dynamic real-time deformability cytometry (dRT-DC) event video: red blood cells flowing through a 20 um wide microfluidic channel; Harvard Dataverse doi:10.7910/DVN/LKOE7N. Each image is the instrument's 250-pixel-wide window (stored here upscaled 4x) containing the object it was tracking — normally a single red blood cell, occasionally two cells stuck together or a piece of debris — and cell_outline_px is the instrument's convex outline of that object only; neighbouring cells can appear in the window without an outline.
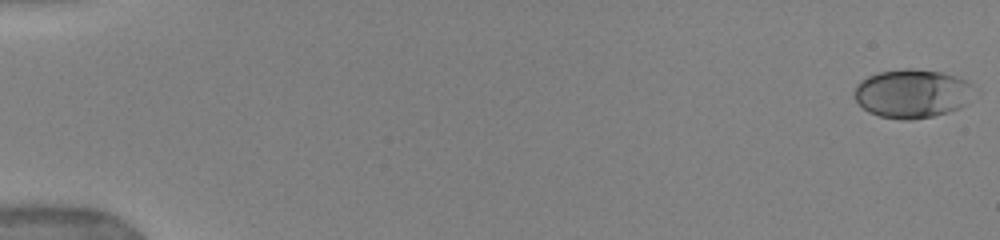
{"species": "human", "species_latin": "Homo sapiens", "temperature_condition": "warm", "stored_images_in_passage": 36, "camera_frame_rate_fps": 3000, "um_per_image_px": 0.085, "donor": {"sex": "female"}, "frame": {"image": 1, "passage_image": 1, "time_ms": 0.0, "image_size_px": [1000, 240], "cell_outline_px": [[980, 92], [968, 104], [960, 108], [948, 112], [932, 116], [912, 120], [904, 120], [880, 116], [868, 112], [856, 100], [856, 84], [860, 80], [868, 76], [880, 72], [904, 68], [912, 68], [940, 72], [956, 76], [964, 80]], "centroid_in_image_um": [77.61, 7.95], "position_along_channel_um": 7.4, "area_um2": 34.33}}
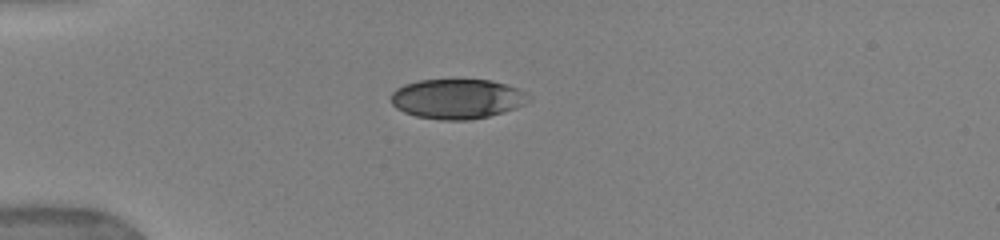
{"frame": {"image": 2, "passage_image": 10, "time_ms": 4.667, "image_size_px": [1000, 240], "cell_outline_px": [[532, 96], [524, 104], [516, 108], [504, 112], [488, 116], [468, 120], [440, 120], [416, 116], [404, 112], [396, 108], [392, 104], [392, 92], [396, 88], [404, 84], [420, 80], [492, 80], [508, 84], [520, 88]], "centroid_in_image_um": [38.89, 8.4], "position_along_channel_um": 46.1, "area_um2": 32.14}}
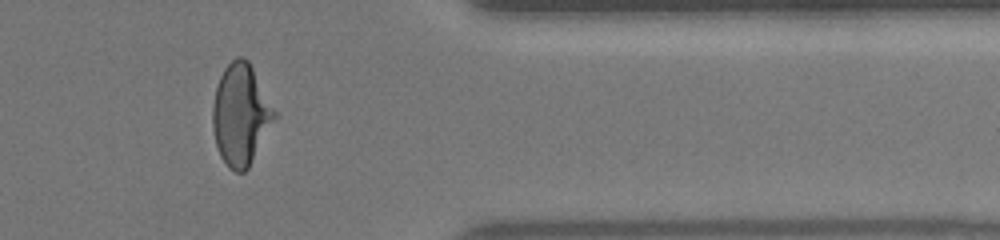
{"frame": {"image": 3, "passage_image": 30, "time_ms": 14.333, "image_size_px": [1000, 240], "cell_outline_px": [[276, 116], [248, 168], [244, 172], [236, 172], [228, 168], [220, 156], [216, 144], [212, 128], [212, 104], [216, 88], [220, 76], [224, 68], [236, 56], [244, 56], [248, 60], [276, 112]], "centroid_in_image_um": [20.43, 9.74], "position_along_channel_um": 391.0, "area_um2": 36.13}, "authors_computed_cell_mechanics": {"area_um2": 34.0442, "velocity_mm_per_s": 3.9681, "shape_relaxation_time_tau1_ms": 3.7181, "shape_relaxation_time_tau2_ms": null, "deformation_change_tau1": 0.1686, "deformation_change_tau2": null}}